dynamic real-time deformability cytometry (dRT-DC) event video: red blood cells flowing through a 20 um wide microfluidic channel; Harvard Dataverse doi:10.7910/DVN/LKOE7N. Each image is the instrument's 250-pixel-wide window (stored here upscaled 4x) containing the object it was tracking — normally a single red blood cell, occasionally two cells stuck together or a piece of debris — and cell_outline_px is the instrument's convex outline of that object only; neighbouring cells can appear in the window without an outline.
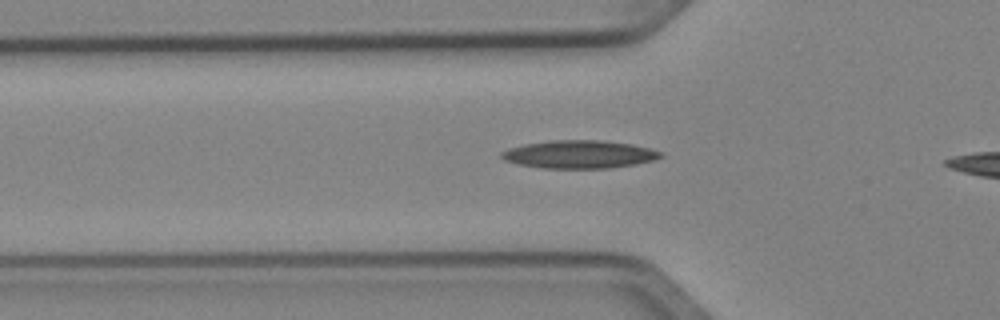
{"species": "Egyptian fruit bat (a non-hibernating species)", "species_latin": "Rousettus aegyptiacus", "temperature_condition": "cold", "stored_images_in_passage": 5, "camera_frame_rate_fps": 3000, "um_per_image_px": 0.085, "animal": {"sex": "female"}, "frame": {"image": 1, "passage_image": 3, "time_ms": 0.667, "image_size_px": [1000, 320], "cell_outline_px": [[664, 156], [652, 160], [636, 164], [608, 168], [540, 168], [520, 164], [504, 160], [500, 156], [500, 152], [508, 148], [524, 144], [552, 140], [600, 140], [632, 144], [664, 152]], "centroid_in_image_um": [49.23, 13.11], "position_along_channel_um": 76.6, "area_um2": 25.95}}